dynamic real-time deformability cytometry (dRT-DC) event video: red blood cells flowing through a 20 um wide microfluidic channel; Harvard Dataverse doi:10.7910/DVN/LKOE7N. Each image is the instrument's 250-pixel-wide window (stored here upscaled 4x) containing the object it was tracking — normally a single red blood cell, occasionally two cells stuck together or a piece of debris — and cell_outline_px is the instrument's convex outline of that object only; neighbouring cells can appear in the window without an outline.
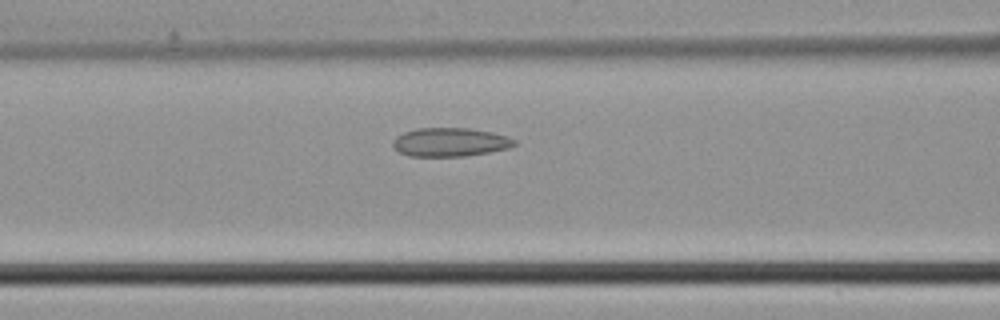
{"species": "common noctule bat (a hibernating species)", "species_latin": "Nyctalus noctula", "temperature_condition": "cold", "stored_images_in_passage": 38, "camera_frame_rate_fps": 3000, "um_per_image_px": 0.085, "animal": {"sex": "male", "body_mass_g": 21.5, "forearm_length_mm": 52.0}, "frame": {"image": 1, "passage_image": 12, "time_ms": 3.667, "image_size_px": [1000, 320], "cell_outline_px": [[516, 144], [508, 148], [488, 152], [464, 156], [408, 156], [400, 152], [392, 144], [392, 140], [396, 136], [404, 132], [416, 128], [468, 128], [492, 132], [508, 136], [516, 140]], "centroid_in_image_um": [38.25, 12.07], "position_along_channel_um": 128.3, "area_um2": 20.29}}
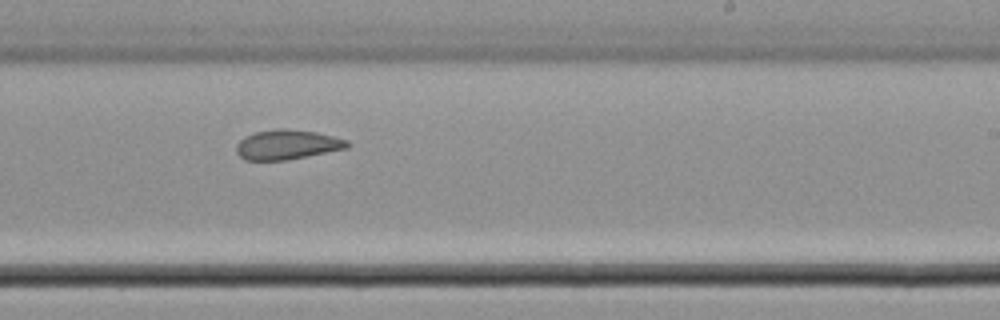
{"frame": {"image": 2, "passage_image": 21, "time_ms": 6.667, "image_size_px": [1000, 320], "cell_outline_px": [[352, 144], [348, 148], [288, 160], [244, 160], [236, 152], [236, 144], [244, 136], [252, 132], [276, 128], [280, 128], [316, 132], [348, 140]], "centroid_in_image_um": [24.4, 12.29], "position_along_channel_um": 264.6, "area_um2": 19.42}}
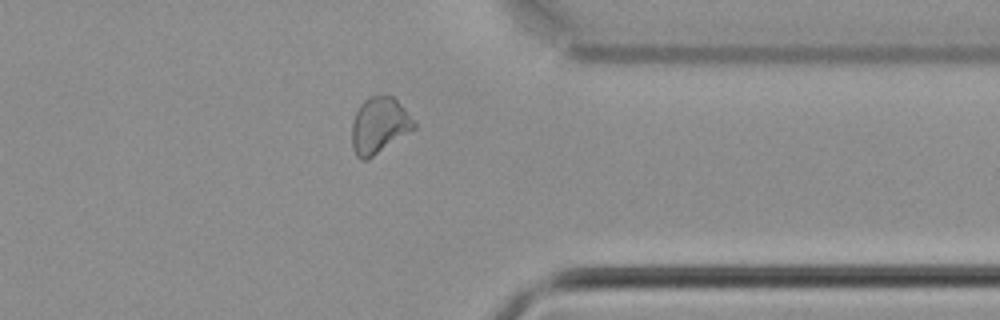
{"frame": {"image": 3, "passage_image": 29, "time_ms": 9.333, "image_size_px": [1000, 320], "cell_outline_px": [[416, 128], [368, 160], [360, 160], [356, 156], [352, 148], [352, 124], [356, 112], [360, 104], [364, 100], [372, 96], [392, 96], [404, 108], [416, 124]], "centroid_in_image_um": [32.22, 10.69], "position_along_channel_um": 379.2, "area_um2": 20.23}}